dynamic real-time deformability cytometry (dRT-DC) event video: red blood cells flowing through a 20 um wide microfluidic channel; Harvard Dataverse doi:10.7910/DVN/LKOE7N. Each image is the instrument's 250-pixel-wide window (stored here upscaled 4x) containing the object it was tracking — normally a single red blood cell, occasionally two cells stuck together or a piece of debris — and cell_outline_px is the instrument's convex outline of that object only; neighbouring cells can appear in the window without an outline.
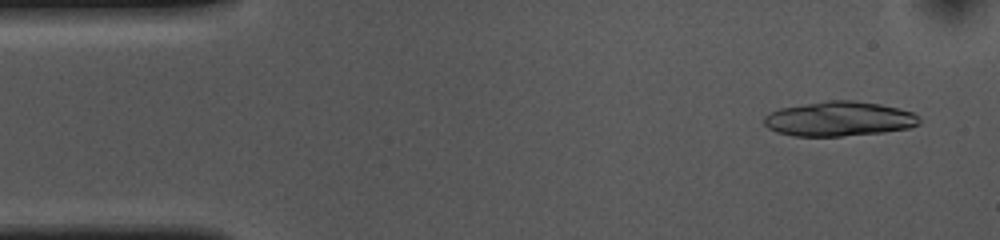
{"species": "common noctule bat (a hibernating species)", "species_latin": "Nyctalus noctula", "temperature_condition": "cold", "stored_images_in_passage": 16, "camera_frame_rate_fps": 3000, "um_per_image_px": 0.085, "animal": {"sex": "female", "body_mass_g": 10.0, "forearm_length_mm": 53.1}, "frame": {"image": 1, "passage_image": 3, "time_ms": 0.667, "image_size_px": [1000, 240], "cell_outline_px": [[920, 124], [908, 128], [884, 132], [840, 136], [792, 136], [776, 132], [768, 128], [764, 124], [764, 116], [780, 108], [828, 100], [852, 100], [880, 104], [912, 112], [920, 116]], "centroid_in_image_um": [71.32, 10.11], "position_along_channel_um": 13.7, "area_um2": 31.33}}